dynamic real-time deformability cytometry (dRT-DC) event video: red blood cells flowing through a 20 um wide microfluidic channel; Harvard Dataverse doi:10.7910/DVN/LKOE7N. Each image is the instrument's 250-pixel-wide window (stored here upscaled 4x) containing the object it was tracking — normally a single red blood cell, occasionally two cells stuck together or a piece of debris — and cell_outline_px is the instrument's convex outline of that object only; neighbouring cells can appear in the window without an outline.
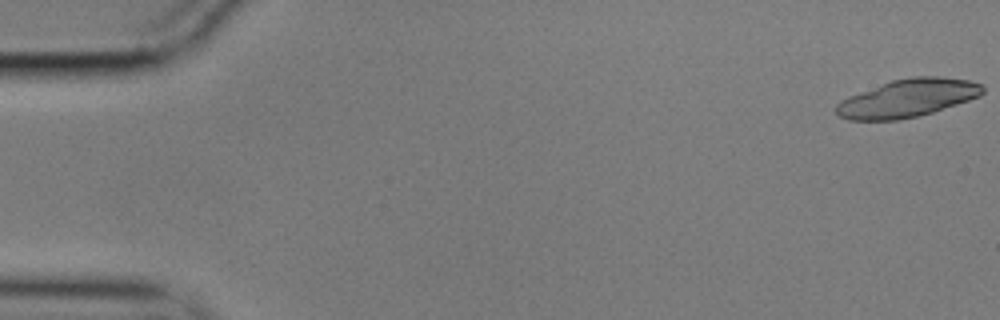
{"species": "common noctule bat (a hibernating species)", "species_latin": "Nyctalus noctula", "temperature_condition": "cold", "stored_images_in_passage": 10, "camera_frame_rate_fps": 3000, "um_per_image_px": 0.085, "animal": {"sex": "male", "body_mass_g": 17.9}, "frame": {"image": 1, "passage_image": 1, "time_ms": 0.0, "image_size_px": [1000, 320], "cell_outline_px": [[984, 92], [980, 96], [932, 112], [900, 120], [848, 120], [840, 116], [836, 112], [836, 104], [840, 100], [848, 96], [892, 80], [912, 76], [940, 76], [968, 80], [984, 84]], "centroid_in_image_um": [77.15, 8.33], "position_along_channel_um": 7.8, "area_um2": 32.31}}